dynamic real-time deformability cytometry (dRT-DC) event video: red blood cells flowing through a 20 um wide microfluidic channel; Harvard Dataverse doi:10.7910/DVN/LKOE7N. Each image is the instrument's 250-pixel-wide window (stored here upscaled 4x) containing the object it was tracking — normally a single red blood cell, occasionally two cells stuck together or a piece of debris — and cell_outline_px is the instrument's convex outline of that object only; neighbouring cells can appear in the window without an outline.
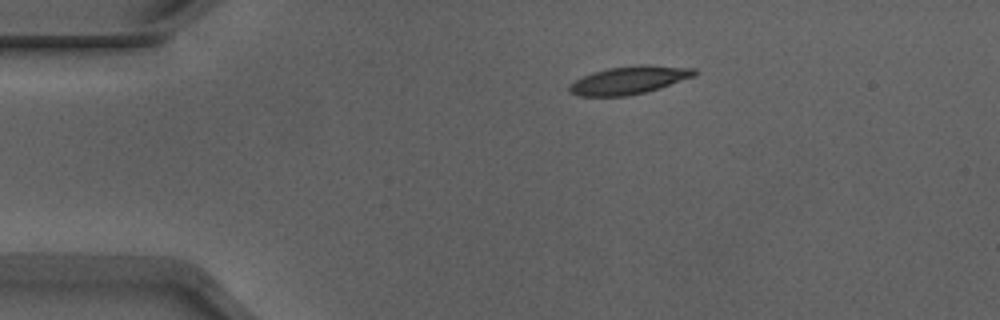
{"species": "Egyptian fruit bat (a non-hibernating species)", "species_latin": "Rousettus aegyptiacus", "temperature_condition": "warm", "stored_images_in_passage": 6, "camera_frame_rate_fps": 3000, "um_per_image_px": 0.085, "animal": {"sex": "male"}, "frame": {"image": 1, "passage_image": 1, "time_ms": 0.0, "image_size_px": [1000, 320], "cell_outline_px": [[700, 72], [692, 76], [660, 88], [628, 96], [580, 96], [568, 92], [568, 84], [592, 72], [608, 68], [640, 64], [644, 64], [696, 68]], "centroid_in_image_um": [53.46, 6.8], "position_along_channel_um": 31.5, "area_um2": 20.4}}